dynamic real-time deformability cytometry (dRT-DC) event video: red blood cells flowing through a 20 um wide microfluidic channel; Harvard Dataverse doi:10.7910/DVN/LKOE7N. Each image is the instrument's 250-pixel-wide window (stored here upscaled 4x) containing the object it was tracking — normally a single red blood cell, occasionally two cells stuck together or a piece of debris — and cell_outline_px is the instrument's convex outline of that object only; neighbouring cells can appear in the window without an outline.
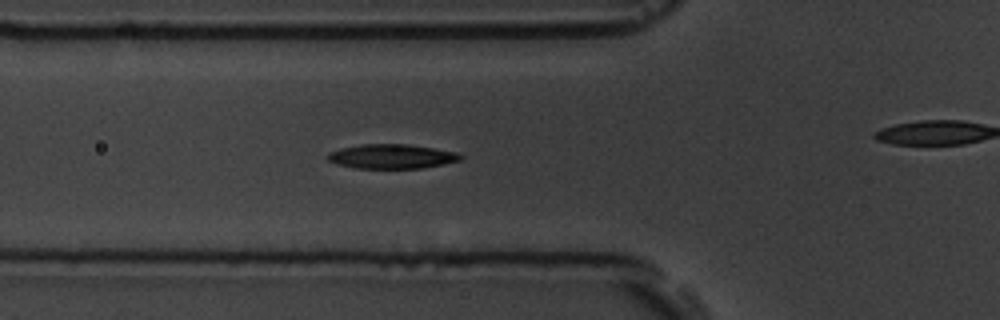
{"species": "common noctule bat (a hibernating species)", "species_latin": "Nyctalus noctula", "temperature_condition": "room temperature", "stored_images_in_passage": 6, "segment_of_instrument_passage": [1, 2], "camera_frame_rate_fps": 3000, "um_per_image_px": 0.085, "animal": {"sex": "male", "body_mass_g": 19.5, "forearm_length_mm": 54.6}, "frame": {"image": 1, "passage_image": 5, "time_ms": 5.667, "image_size_px": [1000, 320], "cell_outline_px": [[464, 156], [460, 160], [444, 164], [424, 168], [356, 168], [336, 164], [328, 160], [324, 156], [328, 152], [340, 148], [360, 144], [408, 144], [456, 152]], "centroid_in_image_um": [33.25, 13.29], "position_along_channel_um": 92.6, "area_um2": 19.02}}